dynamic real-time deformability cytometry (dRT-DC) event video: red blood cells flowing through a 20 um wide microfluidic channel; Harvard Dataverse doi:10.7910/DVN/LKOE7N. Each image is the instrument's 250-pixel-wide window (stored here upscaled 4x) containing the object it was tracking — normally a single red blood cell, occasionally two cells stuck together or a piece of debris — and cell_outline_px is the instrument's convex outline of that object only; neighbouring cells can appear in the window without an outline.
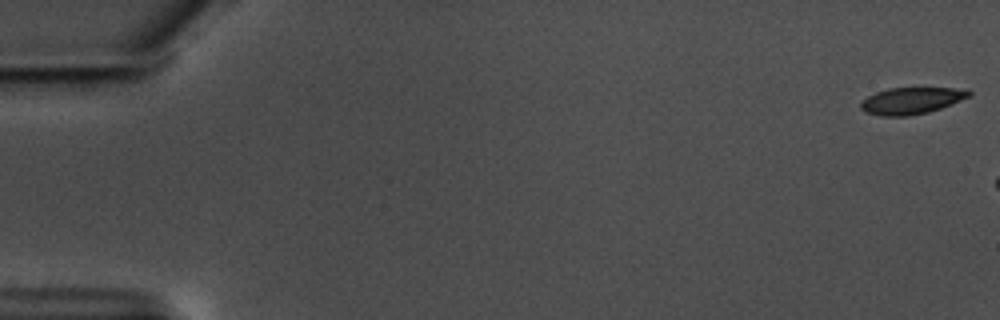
{"species": "common noctule bat (a hibernating species)", "species_latin": "Nyctalus noctula", "temperature_condition": "warm", "stored_images_in_passage": 8, "camera_frame_rate_fps": 3000, "um_per_image_px": 0.085, "animal": {"sex": "male", "body_mass_g": 17.5, "forearm_length_mm": 52.3}, "frame": {"image": 1, "passage_image": 1, "time_ms": 0.0, "image_size_px": [1000, 320], "cell_outline_px": [[972, 92], [968, 96], [960, 100], [940, 108], [928, 112], [908, 116], [880, 116], [864, 112], [860, 108], [860, 104], [868, 96], [876, 92], [888, 88], [968, 88]], "centroid_in_image_um": [77.45, 8.56], "position_along_channel_um": 7.6, "area_um2": 16.76}}